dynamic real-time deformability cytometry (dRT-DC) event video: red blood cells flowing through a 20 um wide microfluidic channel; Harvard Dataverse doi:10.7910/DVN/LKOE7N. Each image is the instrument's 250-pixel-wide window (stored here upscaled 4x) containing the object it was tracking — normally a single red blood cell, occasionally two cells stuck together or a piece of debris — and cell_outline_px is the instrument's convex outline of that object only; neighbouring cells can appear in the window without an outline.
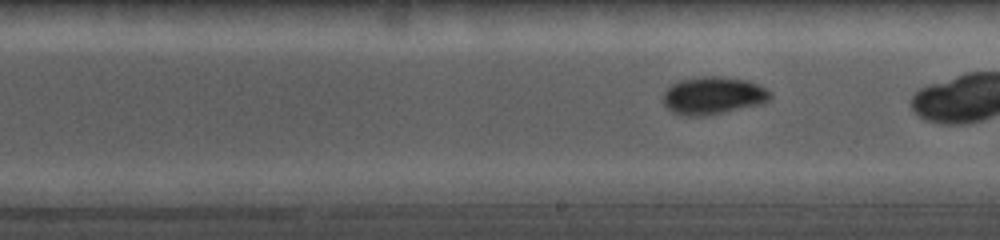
{"species": "common noctule bat (a hibernating species)", "species_latin": "Nyctalus noctula", "temperature_condition": "cold", "stored_images_in_passage": 50, "camera_frame_rate_fps": 5000, "um_per_image_px": 0.085, "animal": {"sex": "female", "body_mass_g": 19.0, "forearm_length_mm": 56.7}, "frame": {"image": 1, "passage_image": 29, "time_ms": 6.2, "image_size_px": [1000, 240], "cell_outline_px": [[772, 96], [764, 104], [704, 116], [696, 116], [672, 112], [664, 104], [664, 92], [672, 84], [680, 80], [704, 76], [724, 76], [748, 80], [768, 88], [772, 92]], "centroid_in_image_um": [60.69, 8.11], "position_along_channel_um": 228.3, "area_um2": 23.58}}